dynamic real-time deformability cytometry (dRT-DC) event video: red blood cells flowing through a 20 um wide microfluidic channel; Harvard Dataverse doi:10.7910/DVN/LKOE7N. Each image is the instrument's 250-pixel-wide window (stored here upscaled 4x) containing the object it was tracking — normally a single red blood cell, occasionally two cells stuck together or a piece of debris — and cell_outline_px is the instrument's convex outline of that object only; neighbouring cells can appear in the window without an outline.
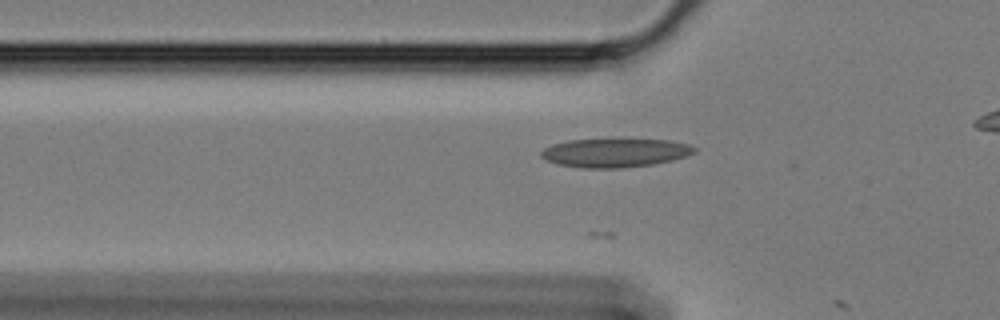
{"species": "Egyptian fruit bat (a non-hibernating species)", "species_latin": "Rousettus aegyptiacus", "temperature_condition": "cold", "stored_images_in_passage": 8, "camera_frame_rate_fps": 3000, "um_per_image_px": 0.085, "animal": {"sex": "female"}, "frame": {"image": 1, "passage_image": 7, "time_ms": 2.0, "image_size_px": [1000, 320], "cell_outline_px": [[696, 152], [672, 160], [652, 164], [620, 168], [580, 168], [556, 164], [544, 160], [540, 156], [540, 152], [544, 148], [552, 144], [568, 140], [672, 140], [688, 144], [696, 148]], "centroid_in_image_um": [52.22, 13.0], "position_along_channel_um": 73.6, "area_um2": 25.55}}